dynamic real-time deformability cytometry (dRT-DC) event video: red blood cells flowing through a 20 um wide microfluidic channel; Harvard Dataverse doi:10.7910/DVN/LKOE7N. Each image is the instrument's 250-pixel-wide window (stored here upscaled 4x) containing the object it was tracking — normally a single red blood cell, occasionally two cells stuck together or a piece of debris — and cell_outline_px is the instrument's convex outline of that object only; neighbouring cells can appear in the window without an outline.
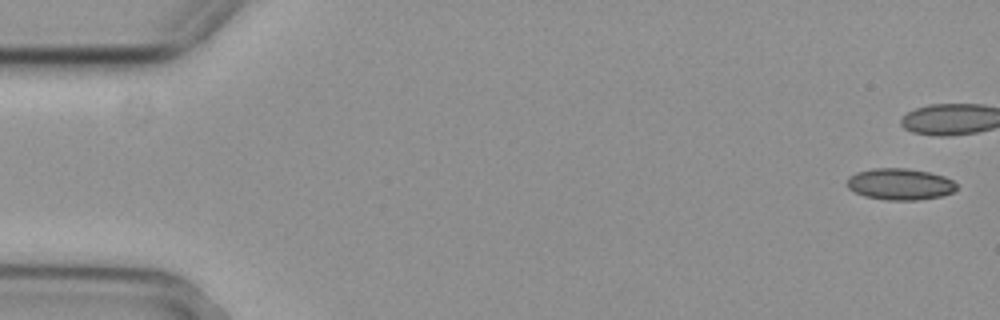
{"species": "common noctule bat (a hibernating species)", "species_latin": "Nyctalus noctula", "temperature_condition": "cold", "stored_images_in_passage": 5, "camera_frame_rate_fps": 3000, "um_per_image_px": 0.085, "animal": {"sex": "female", "body_mass_g": 29.2, "forearm_length_mm": 56.3}, "frame": {"image": 1, "passage_image": 1, "time_ms": 0.0, "image_size_px": [1000, 320], "cell_outline_px": [[956, 188], [952, 192], [940, 196], [916, 200], [884, 200], [864, 196], [848, 188], [848, 176], [856, 172], [872, 168], [904, 168], [928, 172], [944, 176], [952, 180], [956, 184]], "centroid_in_image_um": [76.47, 15.65], "position_along_channel_um": 8.5, "area_um2": 20.0}}